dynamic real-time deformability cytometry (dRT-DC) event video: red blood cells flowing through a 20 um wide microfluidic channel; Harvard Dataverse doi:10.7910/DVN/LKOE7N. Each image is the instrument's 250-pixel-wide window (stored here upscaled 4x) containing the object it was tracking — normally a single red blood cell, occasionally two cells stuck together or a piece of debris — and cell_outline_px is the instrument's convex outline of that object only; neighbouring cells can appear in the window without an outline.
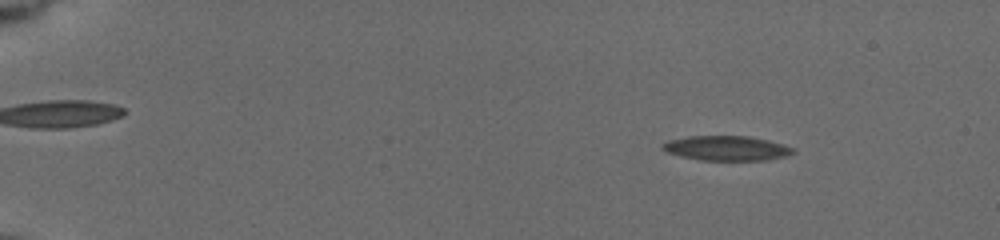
{"species": "common noctule bat (a hibernating species)", "species_latin": "Nyctalus noctula", "temperature_condition": "cold", "stored_images_in_passage": 57, "camera_frame_rate_fps": 3000, "um_per_image_px": 0.085, "animal": {"sex": "female", "body_mass_g": 19.5, "forearm_length_mm": 54.1}, "frame": {"image": 1, "passage_image": 8, "time_ms": 2.333, "image_size_px": [1000, 240], "cell_outline_px": [[796, 152], [788, 156], [768, 160], [700, 160], [680, 156], [668, 152], [660, 148], [664, 144], [672, 140], [692, 136], [748, 136], [768, 140], [792, 148]], "centroid_in_image_um": [61.8, 12.61], "position_along_channel_um": 23.2, "area_um2": 18.55}}
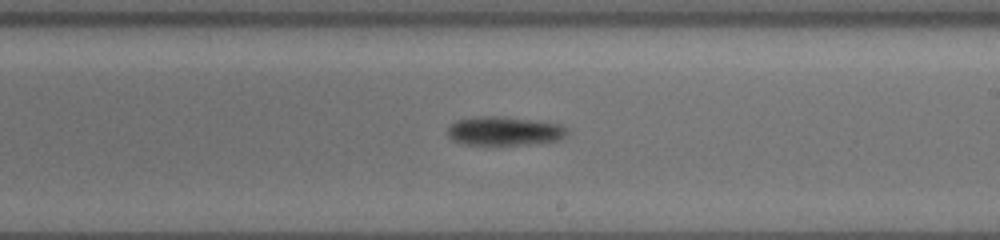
{"frame": {"image": 2, "passage_image": 36, "time_ms": 11.667, "image_size_px": [1000, 240], "cell_outline_px": [[568, 132], [560, 140], [528, 144], [464, 144], [452, 140], [448, 136], [448, 128], [456, 120], [476, 116], [504, 116], [560, 124], [568, 128]], "centroid_in_image_um": [42.87, 11.12], "position_along_channel_um": 246.1, "area_um2": 20.06}}
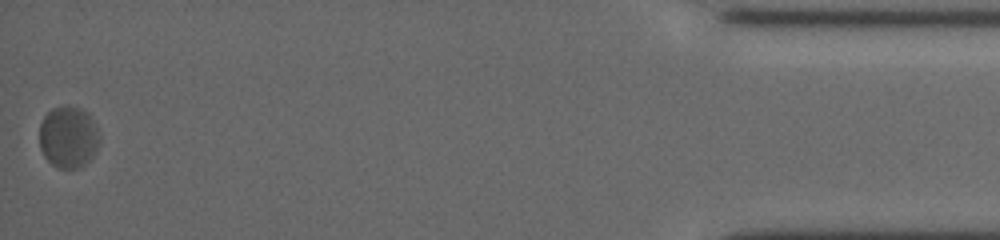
{"frame": {"image": 3, "passage_image": 57, "time_ms": 18.667, "image_size_px": [1000, 240], "cell_outline_px": [[100, 140], [96, 152], [80, 168], [56, 168], [44, 156], [40, 148], [40, 124], [44, 116], [52, 108], [64, 104], [80, 108], [88, 112], [96, 124], [100, 136]], "centroid_in_image_um": [5.83, 11.63], "position_along_channel_um": 429.4, "area_um2": 21.96}, "authors_computed_cell_mechanics": {"area_um2": 19.652, "velocity_mm_per_s": 3.6907, "shape_relaxation_time_tau1_ms": 6.6534, "shape_relaxation_time_tau2_ms": 3.257, "deformation_change_tau1": 0.1135, "deformation_change_tau2": 0.0434}}